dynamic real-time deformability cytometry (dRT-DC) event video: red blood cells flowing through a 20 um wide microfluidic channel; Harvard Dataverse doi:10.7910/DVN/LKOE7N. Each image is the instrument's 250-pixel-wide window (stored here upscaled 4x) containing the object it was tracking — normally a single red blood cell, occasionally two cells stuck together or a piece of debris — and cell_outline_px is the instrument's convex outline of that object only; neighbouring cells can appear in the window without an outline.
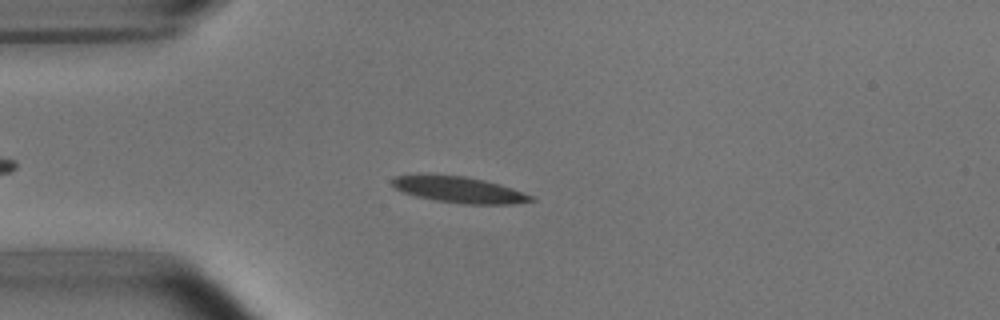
{"species": "common noctule bat (a hibernating species)", "species_latin": "Nyctalus noctula", "temperature_condition": "room temperature", "stored_images_in_passage": 46, "camera_frame_rate_fps": 3000, "um_per_image_px": 0.085, "animal": {"sex": "male", "body_mass_g": 15.6}, "frame": {"image": 1, "passage_image": 10, "time_ms": 3.0, "image_size_px": [1000, 320], "cell_outline_px": [[536, 200], [512, 204], [464, 204], [436, 200], [416, 196], [404, 192], [396, 188], [392, 184], [392, 180], [396, 176], [464, 176], [484, 180], [500, 184], [512, 188], [532, 196]], "centroid_in_image_um": [39.1, 16.15], "position_along_channel_um": 45.9, "area_um2": 20.46}}
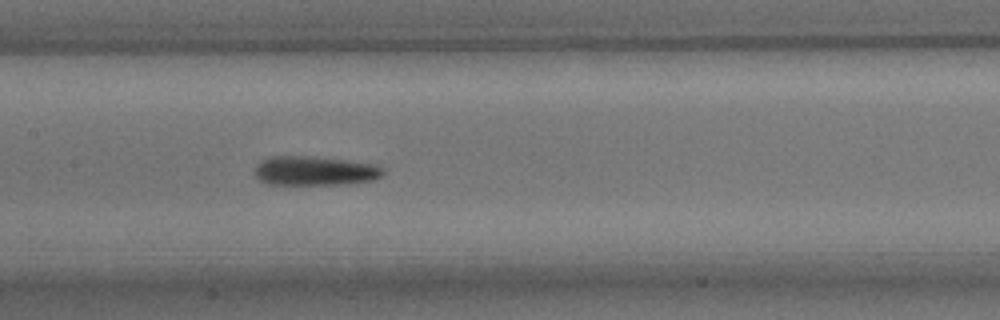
{"frame": {"image": 2, "passage_image": 22, "time_ms": 7.0, "image_size_px": [1000, 320], "cell_outline_px": [[384, 172], [376, 180], [348, 184], [268, 184], [260, 180], [256, 176], [256, 164], [260, 160], [268, 156], [312, 156], [376, 164], [384, 168]], "centroid_in_image_um": [26.77, 14.51], "position_along_channel_um": 180.6, "area_um2": 22.02}}
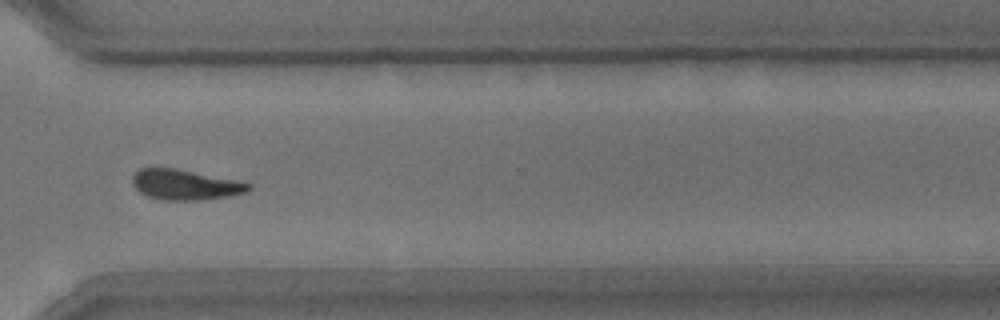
{"frame": {"image": 3, "passage_image": 36, "time_ms": 11.667, "image_size_px": [1000, 320], "cell_outline_px": [[252, 188], [248, 192], [232, 196], [204, 200], [164, 200], [148, 196], [140, 192], [132, 184], [132, 176], [140, 168], [176, 168], [240, 180], [252, 184]], "centroid_in_image_um": [15.81, 15.7], "position_along_channel_um": 354.8, "area_um2": 20.87}, "authors_computed_cell_mechanics": {"area_um2": 20.7213, "velocity_mm_per_s": 3.7424, "shape_relaxation_time_tau1_ms": 3.958, "shape_relaxation_time_tau2_ms": 5.7191, "deformation_change_tau1": 0.1423, "deformation_change_tau2": 0.1448}}